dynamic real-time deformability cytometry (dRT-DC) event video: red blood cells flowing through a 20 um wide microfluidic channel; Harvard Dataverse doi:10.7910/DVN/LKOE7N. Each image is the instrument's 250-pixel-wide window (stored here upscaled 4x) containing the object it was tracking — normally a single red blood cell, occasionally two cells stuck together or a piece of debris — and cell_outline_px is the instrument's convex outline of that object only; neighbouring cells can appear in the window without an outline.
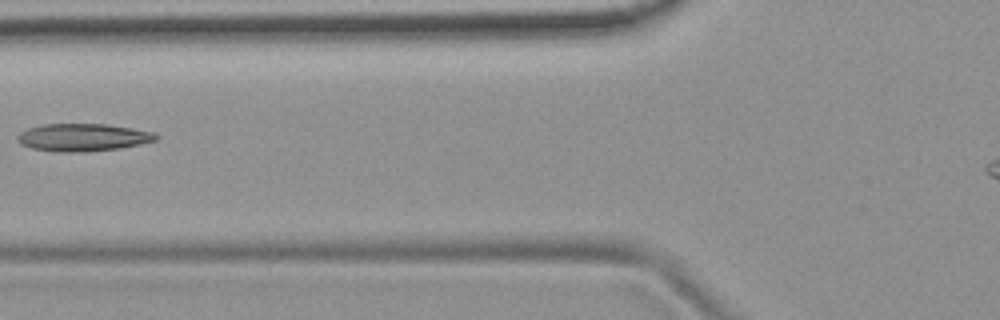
{"species": "common noctule bat (a hibernating species)", "species_latin": "Nyctalus noctula", "temperature_condition": "room temperature", "stored_images_in_passage": 3, "camera_frame_rate_fps": 3000, "um_per_image_px": 0.085, "animal": {"sex": "female", "body_mass_g": 19.9}, "frame": {"image": 1, "passage_image": 2, "time_ms": 1.333, "image_size_px": [1000, 320], "cell_outline_px": [[160, 136], [156, 140], [140, 144], [120, 148], [84, 152], [56, 152], [32, 148], [20, 144], [16, 140], [16, 136], [20, 132], [28, 128], [44, 124], [104, 124], [132, 128], [152, 132]], "centroid_in_image_um": [7.01, 11.68], "position_along_channel_um": 118.8, "area_um2": 22.31}}
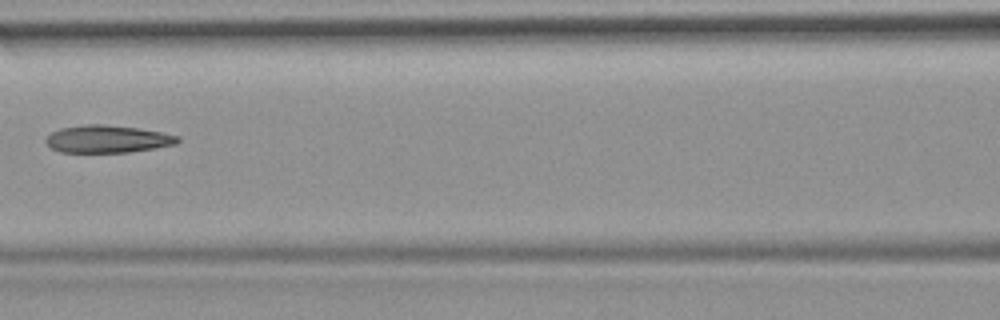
{"frame": {"image": 2, "passage_image": 3, "time_ms": 2.333, "image_size_px": [1000, 320], "cell_outline_px": [[180, 140], [176, 144], [128, 152], [60, 152], [52, 148], [44, 140], [52, 132], [60, 128], [88, 124], [104, 124], [140, 128], [180, 136]], "centroid_in_image_um": [9.14, 11.81], "position_along_channel_um": 157.5, "area_um2": 20.98}}